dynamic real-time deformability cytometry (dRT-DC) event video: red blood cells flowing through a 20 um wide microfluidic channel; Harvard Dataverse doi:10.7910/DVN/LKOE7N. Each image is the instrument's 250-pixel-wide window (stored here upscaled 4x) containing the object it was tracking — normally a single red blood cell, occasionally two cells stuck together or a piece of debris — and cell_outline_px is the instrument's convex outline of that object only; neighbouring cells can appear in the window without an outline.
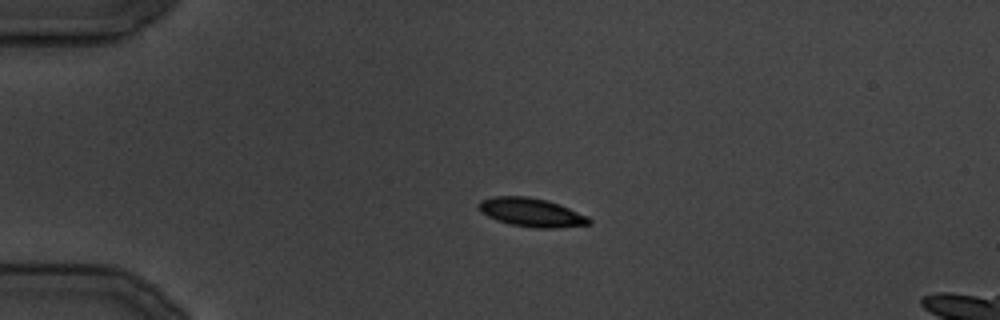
{"species": "common noctule bat (a hibernating species)", "species_latin": "Nyctalus noctula", "temperature_condition": "cold", "stored_images_in_passage": 10, "camera_frame_rate_fps": 3000, "um_per_image_px": 0.085, "animal": {"sex": "male", "body_mass_g": 19.5, "forearm_length_mm": 54.6}, "frame": {"image": 1, "passage_image": 5, "time_ms": 4.667, "image_size_px": [1000, 320], "cell_outline_px": [[592, 224], [552, 228], [536, 228], [512, 224], [496, 220], [480, 212], [476, 204], [480, 200], [492, 196], [528, 196], [548, 200], [588, 216], [592, 220]], "centroid_in_image_um": [45.14, 18.04], "position_along_channel_um": 39.9, "area_um2": 18.5}}